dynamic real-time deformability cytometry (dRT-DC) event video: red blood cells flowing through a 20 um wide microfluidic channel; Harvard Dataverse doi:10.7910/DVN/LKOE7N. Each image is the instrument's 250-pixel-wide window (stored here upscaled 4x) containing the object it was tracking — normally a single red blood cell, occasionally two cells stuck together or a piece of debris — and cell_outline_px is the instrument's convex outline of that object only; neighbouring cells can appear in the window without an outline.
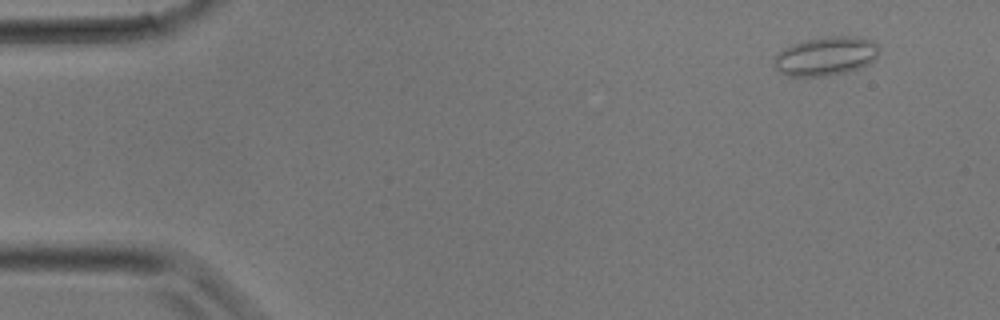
{"species": "common noctule bat (a hibernating species)", "species_latin": "Nyctalus noctula", "temperature_condition": "room temperature", "stored_images_in_passage": 3, "camera_frame_rate_fps": 3000, "um_per_image_px": 0.085, "animal": {"sex": "male", "body_mass_g": 17.9}, "frame": {"image": 1, "passage_image": 1, "time_ms": 0.0, "image_size_px": [1000, 320], "cell_outline_px": [[880, 52], [876, 60], [860, 68], [844, 72], [824, 76], [788, 76], [780, 72], [772, 64], [772, 60], [784, 48], [792, 44], [808, 40], [828, 36], [856, 36], [872, 40], [880, 48]], "centroid_in_image_um": [70.22, 4.77], "position_along_channel_um": 14.8, "area_um2": 23.87}}